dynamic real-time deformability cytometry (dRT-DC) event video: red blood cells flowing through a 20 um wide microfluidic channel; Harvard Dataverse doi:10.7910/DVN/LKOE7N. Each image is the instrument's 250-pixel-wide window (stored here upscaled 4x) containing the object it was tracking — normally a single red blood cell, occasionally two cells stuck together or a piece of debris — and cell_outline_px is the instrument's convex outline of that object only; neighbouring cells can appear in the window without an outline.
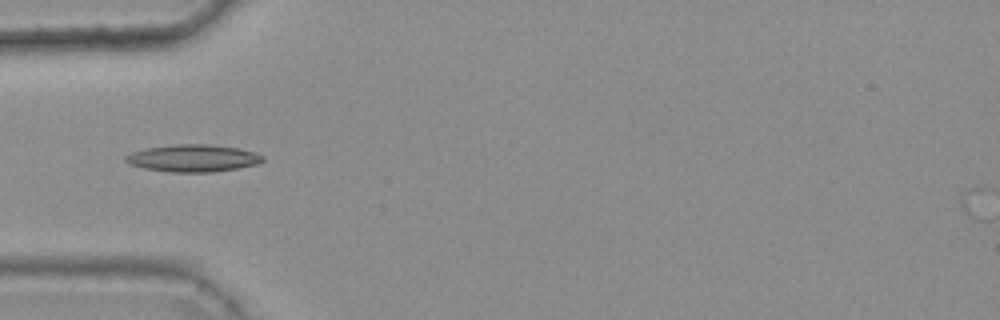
{"species": "common noctule bat (a hibernating species)", "species_latin": "Nyctalus noctula", "temperature_condition": "warm", "stored_images_in_passage": 16, "camera_frame_rate_fps": 3000, "um_per_image_px": 0.085, "animal": {"sex": "female", "body_mass_g": 25.1}, "frame": {"image": 1, "passage_image": 3, "time_ms": 0.667, "image_size_px": [1000, 320], "cell_outline_px": [[264, 160], [256, 164], [236, 168], [212, 172], [172, 172], [144, 168], [128, 164], [124, 160], [124, 156], [132, 152], [144, 148], [172, 144], [208, 144], [240, 148], [256, 152], [264, 156]], "centroid_in_image_um": [16.38, 13.43], "position_along_channel_um": 68.6, "area_um2": 21.91}}